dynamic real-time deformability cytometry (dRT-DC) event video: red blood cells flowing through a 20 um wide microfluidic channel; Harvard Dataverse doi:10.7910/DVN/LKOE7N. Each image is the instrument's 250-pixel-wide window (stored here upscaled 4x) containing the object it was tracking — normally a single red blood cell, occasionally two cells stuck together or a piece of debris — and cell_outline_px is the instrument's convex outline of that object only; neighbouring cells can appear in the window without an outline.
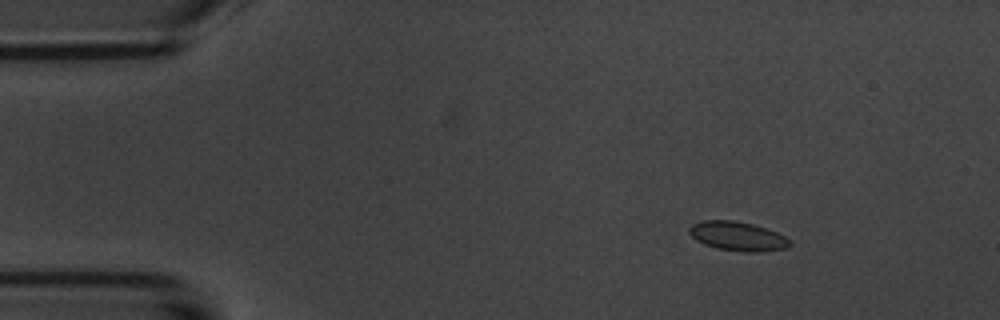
{"species": "common noctule bat (a hibernating species)", "species_latin": "Nyctalus noctula", "temperature_condition": "room temperature", "stored_images_in_passage": 6, "camera_frame_rate_fps": 3000, "um_per_image_px": 0.085, "animal": {"sex": "male", "body_mass_g": 20.1, "forearm_length_mm": 53.5}, "frame": {"image": 1, "passage_image": 3, "time_ms": 2.333, "image_size_px": [1000, 320], "cell_outline_px": [[792, 244], [784, 248], [756, 252], [744, 252], [716, 248], [704, 244], [696, 240], [688, 232], [688, 228], [692, 224], [700, 220], [736, 220], [752, 224], [776, 232], [792, 240]], "centroid_in_image_um": [62.67, 20.07], "position_along_channel_um": 22.3, "area_um2": 17.11}}